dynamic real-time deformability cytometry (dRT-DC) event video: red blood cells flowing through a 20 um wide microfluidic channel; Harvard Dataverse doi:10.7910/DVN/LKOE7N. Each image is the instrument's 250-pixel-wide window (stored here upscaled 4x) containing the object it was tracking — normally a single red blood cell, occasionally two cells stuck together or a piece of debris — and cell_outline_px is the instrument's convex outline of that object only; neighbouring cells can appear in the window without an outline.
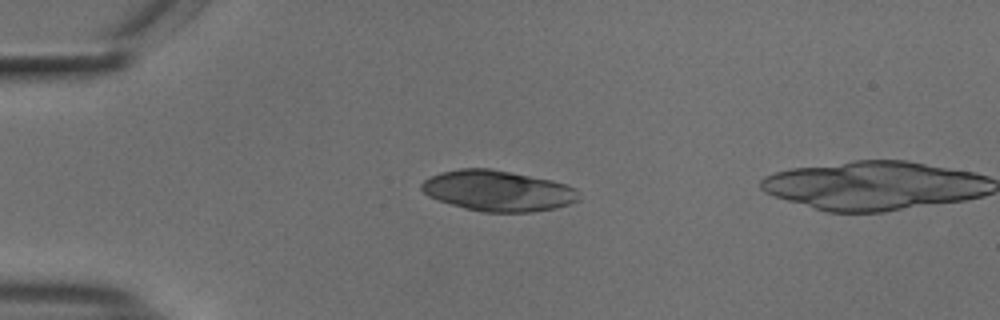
{"species": "common noctule bat (a hibernating species)", "species_latin": "Nyctalus noctula", "temperature_condition": "cold", "stored_images_in_passage": 39, "camera_frame_rate_fps": 3000, "um_per_image_px": 0.085, "animal": {"sex": "male", "body_mass_g": 18.8}, "frame": {"image": 1, "passage_image": 1, "time_ms": 0.0, "image_size_px": [1000, 320], "cell_outline_px": [[580, 200], [556, 208], [532, 212], [484, 212], [464, 208], [428, 196], [420, 188], [420, 184], [424, 180], [440, 172], [460, 168], [488, 168], [552, 180], [576, 188]], "centroid_in_image_um": [42.32, 16.22], "position_along_channel_um": 42.7, "area_um2": 37.17}}
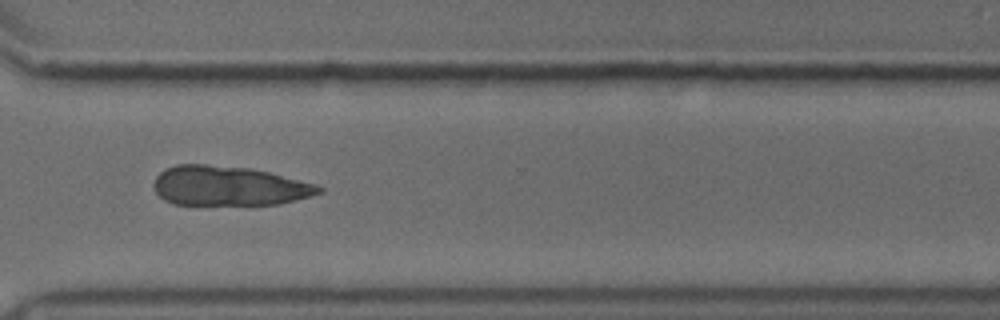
{"frame": {"image": 2, "passage_image": 28, "time_ms": 9.0, "image_size_px": [1000, 320], "cell_outline_px": [[324, 192], [280, 204], [172, 204], [164, 200], [156, 192], [152, 184], [156, 176], [164, 168], [176, 164], [204, 164], [248, 168], [268, 172], [316, 184], [324, 188]], "centroid_in_image_um": [19.42, 15.8], "position_along_channel_um": 351.2, "area_um2": 38.03}}
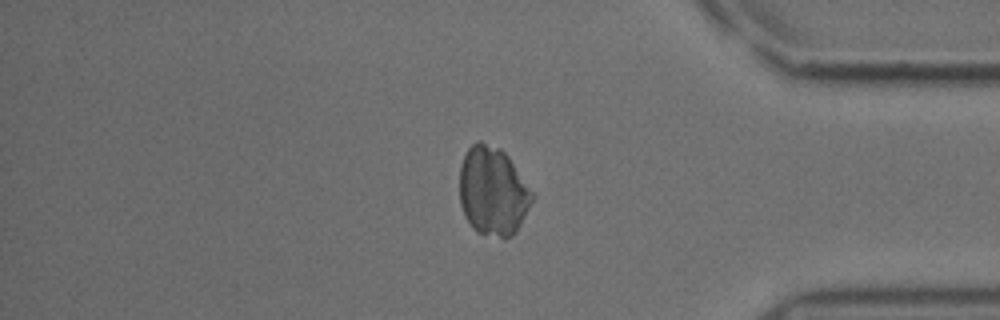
{"frame": {"image": 3, "passage_image": 33, "time_ms": 10.667, "image_size_px": [1000, 320], "cell_outline_px": [[536, 196], [516, 232], [512, 236], [504, 240], [476, 232], [472, 228], [464, 216], [460, 204], [460, 164], [468, 148], [476, 140], [480, 140], [500, 148], [508, 156]], "centroid_in_image_um": [41.9, 16.28], "position_along_channel_um": 393.3, "area_um2": 38.15}}